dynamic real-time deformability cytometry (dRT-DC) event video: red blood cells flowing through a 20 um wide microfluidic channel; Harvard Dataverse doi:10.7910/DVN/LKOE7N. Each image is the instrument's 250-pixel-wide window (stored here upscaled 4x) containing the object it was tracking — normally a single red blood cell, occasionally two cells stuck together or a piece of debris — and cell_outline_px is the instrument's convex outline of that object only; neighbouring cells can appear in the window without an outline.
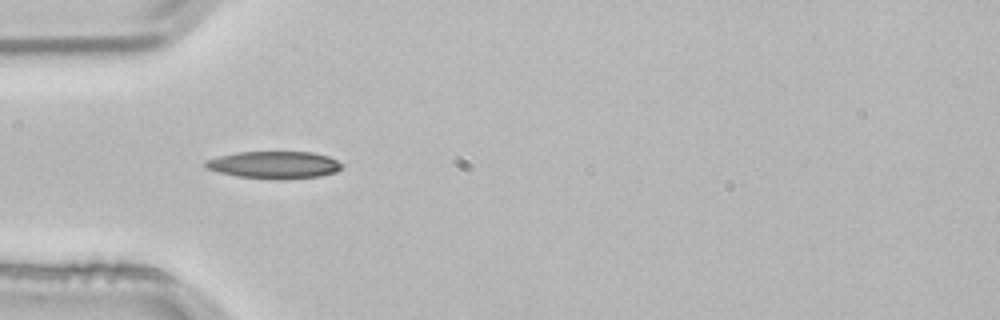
{"species": "common noctule bat (a hibernating species)", "species_latin": "Nyctalus noctula", "temperature_condition": "room temperature", "stored_images_in_passage": 1, "camera_frame_rate_fps": 3000, "um_per_image_px": 0.085, "animal": {"sex": "male", "body_mass_g": 21.5, "forearm_length_mm": 52.0}, "frame": {"image": 1, "passage_image": 1, "time_ms": 0.0, "image_size_px": [1000, 320], "cell_outline_px": [[344, 168], [336, 172], [320, 176], [276, 180], [236, 176], [204, 168], [204, 160], [216, 156], [236, 152], [312, 152], [328, 156], [344, 164]], "centroid_in_image_um": [23.3, 14.01], "position_along_channel_um": 61.7, "area_um2": 22.02}}